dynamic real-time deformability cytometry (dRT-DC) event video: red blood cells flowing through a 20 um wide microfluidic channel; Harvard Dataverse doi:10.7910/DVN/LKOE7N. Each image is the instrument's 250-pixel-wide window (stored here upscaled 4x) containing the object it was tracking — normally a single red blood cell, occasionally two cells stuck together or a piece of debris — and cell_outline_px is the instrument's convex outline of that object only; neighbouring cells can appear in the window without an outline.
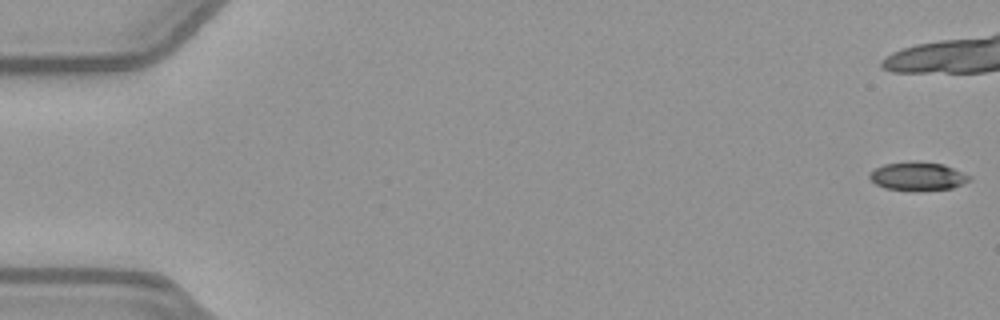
{"species": "common noctule bat (a hibernating species)", "species_latin": "Nyctalus noctula", "temperature_condition": "warm", "stored_images_in_passage": 42, "camera_frame_rate_fps": 3000, "um_per_image_px": 0.085, "animal": {"sex": "female", "body_mass_g": 21.9}, "frame": {"image": 1, "passage_image": 1, "time_ms": 0.0, "image_size_px": [1000, 320], "cell_outline_px": [[972, 180], [952, 188], [884, 188], [876, 184], [868, 176], [868, 172], [884, 164], [912, 160], [916, 160], [944, 164], [972, 176]], "centroid_in_image_um": [78.02, 14.91], "position_along_channel_um": 7.0, "area_um2": 16.13}}